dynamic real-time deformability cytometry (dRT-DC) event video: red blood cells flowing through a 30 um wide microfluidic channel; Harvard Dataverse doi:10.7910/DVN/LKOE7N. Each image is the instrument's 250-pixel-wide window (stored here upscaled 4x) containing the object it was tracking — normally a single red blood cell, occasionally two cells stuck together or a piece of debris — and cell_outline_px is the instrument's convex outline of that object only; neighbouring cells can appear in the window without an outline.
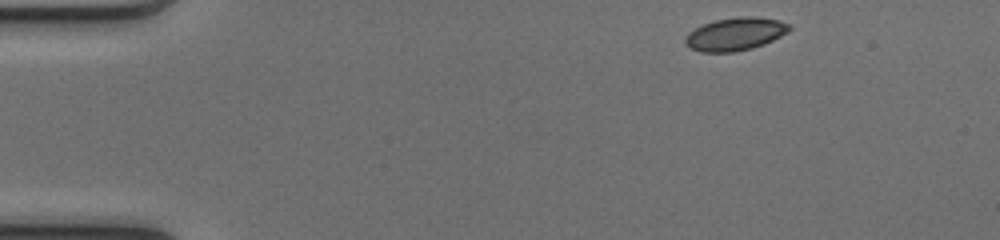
{"species": "common noctule bat (a hibernating species)", "species_latin": "Nyctalus noctula", "temperature_condition": "cold", "stored_images_in_passage": 44, "camera_frame_rate_fps": 3000, "um_per_image_px": 0.085, "animal": {"sex": "female", "body_mass_g": 17.0, "forearm_length_mm": 48.0}, "frame": {"image": 1, "passage_image": 1, "time_ms": 0.0, "image_size_px": [1000, 240], "cell_outline_px": [[792, 28], [788, 32], [764, 44], [752, 48], [732, 52], [700, 52], [684, 44], [684, 40], [688, 32], [704, 24], [716, 20], [740, 16], [752, 16], [780, 20], [788, 24]], "centroid_in_image_um": [62.5, 2.89], "position_along_channel_um": 22.5, "area_um2": 19.88}}
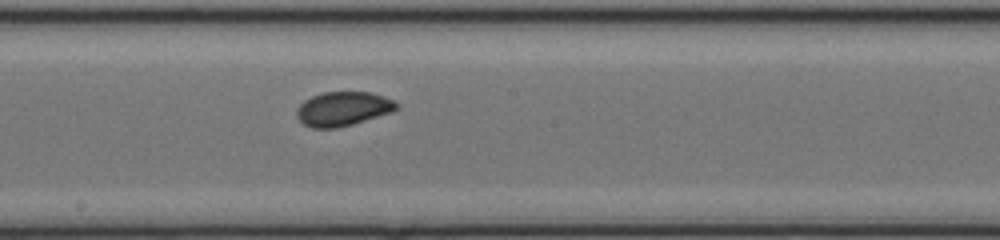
{"frame": {"image": 2, "passage_image": 22, "time_ms": 7.0, "image_size_px": [1000, 240], "cell_outline_px": [[400, 108], [392, 112], [352, 124], [336, 128], [312, 128], [304, 124], [296, 116], [296, 108], [304, 100], [312, 96], [324, 92], [372, 92], [396, 100], [400, 104]], "centroid_in_image_um": [29.19, 9.24], "position_along_channel_um": 219.0, "area_um2": 20.11}}
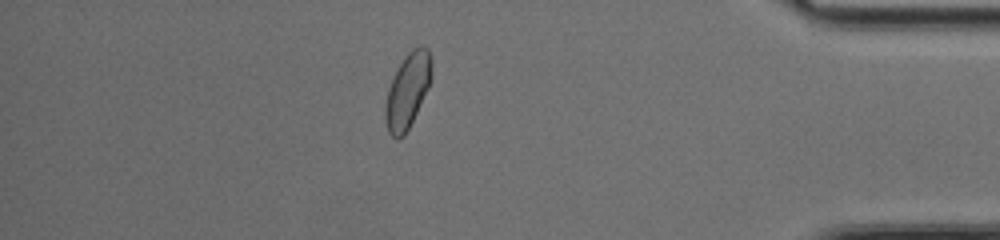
{"frame": {"image": 3, "passage_image": 38, "time_ms": 12.333, "image_size_px": [1000, 240], "cell_outline_px": [[432, 80], [404, 136], [396, 140], [388, 132], [384, 120], [384, 104], [388, 88], [404, 56], [412, 48], [420, 44], [424, 44], [428, 48], [432, 60]], "centroid_in_image_um": [34.65, 7.68], "position_along_channel_um": 400.6, "area_um2": 20.4}, "authors_computed_cell_mechanics": {"area_um2": 19.8832, "velocity_mm_per_s": 4.1051, "shape_relaxation_time_tau1_ms": null, "shape_relaxation_time_tau2_ms": 0.8149, "deformation_change_tau1": null, "deformation_change_tau2": 0.0411}}